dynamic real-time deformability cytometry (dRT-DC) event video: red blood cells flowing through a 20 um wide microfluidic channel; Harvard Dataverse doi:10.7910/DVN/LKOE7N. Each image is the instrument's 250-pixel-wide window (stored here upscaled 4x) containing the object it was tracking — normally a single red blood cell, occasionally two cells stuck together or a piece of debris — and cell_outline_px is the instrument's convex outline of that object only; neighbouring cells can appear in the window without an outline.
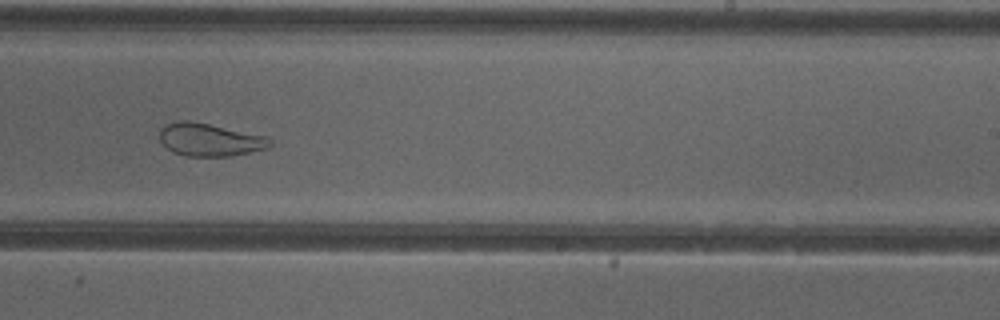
{"species": "common noctule bat (a hibernating species)", "species_latin": "Nyctalus noctula", "temperature_condition": "cold", "stored_images_in_passage": 42, "camera_frame_rate_fps": 3000, "um_per_image_px": 0.085, "animal": {"sex": "female"}, "frame": {"image": 1, "passage_image": 30, "time_ms": 9.667, "image_size_px": [1000, 320], "cell_outline_px": [[272, 144], [268, 148], [228, 156], [184, 156], [172, 152], [160, 140], [160, 128], [168, 124], [180, 120], [188, 120], [268, 136], [272, 140]], "centroid_in_image_um": [17.84, 11.88], "position_along_channel_um": 271.2, "area_um2": 20.98}, "authors_computed_cell_mechanics": {"area_um2": 27.7151, "velocity_mm_per_s": 3.9623, "shape_relaxation_time_tau1_ms": null, "shape_relaxation_time_tau2_ms": 1.4877, "deformation_change_tau1": null, "deformation_change_tau2": 0.0873}}